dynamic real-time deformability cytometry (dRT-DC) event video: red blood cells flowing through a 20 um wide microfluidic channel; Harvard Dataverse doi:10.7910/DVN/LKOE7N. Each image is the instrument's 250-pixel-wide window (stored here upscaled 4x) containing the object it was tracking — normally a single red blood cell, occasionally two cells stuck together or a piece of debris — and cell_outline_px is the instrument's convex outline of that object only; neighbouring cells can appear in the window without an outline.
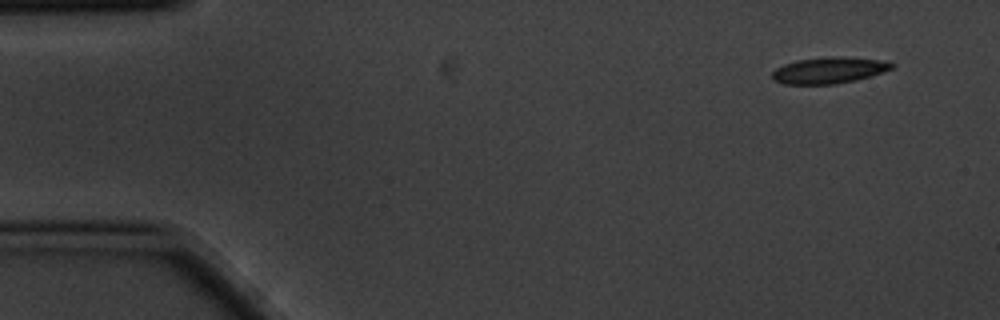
{"species": "common noctule bat (a hibernating species)", "species_latin": "Nyctalus noctula", "temperature_condition": "cold", "stored_images_in_passage": 5, "segment_of_instrument_passage": [2, 2], "camera_frame_rate_fps": 3000, "um_per_image_px": 0.085, "animal": {"sex": "male", "body_mass_g": 20.1, "forearm_length_mm": 53.5}, "frame": {"image": 1, "passage_image": 5, "time_ms": 1.333, "image_size_px": [1000, 320], "cell_outline_px": [[896, 64], [892, 68], [856, 80], [836, 84], [784, 84], [772, 80], [772, 72], [776, 68], [784, 64], [796, 60], [832, 56], [844, 56], [880, 60]], "centroid_in_image_um": [70.41, 5.97], "position_along_channel_um": 14.6, "area_um2": 18.26}}